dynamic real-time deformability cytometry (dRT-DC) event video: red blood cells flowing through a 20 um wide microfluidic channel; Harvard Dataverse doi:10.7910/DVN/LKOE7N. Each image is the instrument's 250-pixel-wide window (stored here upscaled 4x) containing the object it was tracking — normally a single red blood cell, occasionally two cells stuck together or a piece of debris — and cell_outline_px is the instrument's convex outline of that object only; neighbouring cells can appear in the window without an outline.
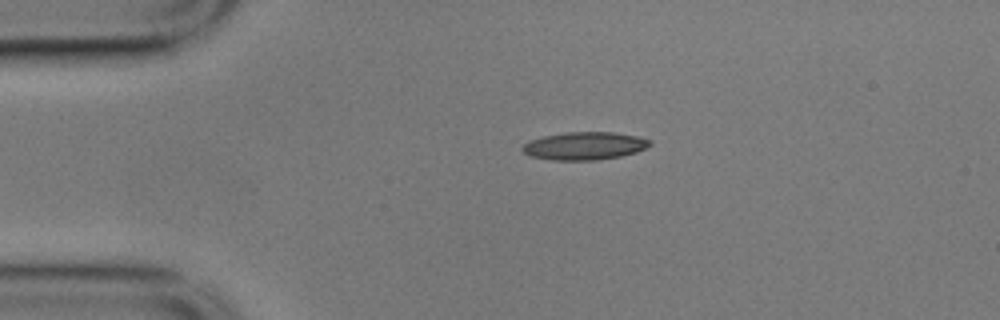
{"species": "common noctule bat (a hibernating species)", "species_latin": "Nyctalus noctula", "temperature_condition": "cold", "stored_images_in_passage": 5, "camera_frame_rate_fps": 3000, "um_per_image_px": 0.085, "animal": {"sex": "male", "body_mass_g": 17.9}, "frame": {"image": 1, "passage_image": 1, "time_ms": 0.0, "image_size_px": [1000, 320], "cell_outline_px": [[652, 144], [636, 152], [620, 156], [596, 160], [552, 160], [528, 156], [520, 148], [528, 140], [544, 136], [564, 132], [612, 132], [636, 136], [652, 140]], "centroid_in_image_um": [49.64, 12.4], "position_along_channel_um": 35.4, "area_um2": 20.75}}